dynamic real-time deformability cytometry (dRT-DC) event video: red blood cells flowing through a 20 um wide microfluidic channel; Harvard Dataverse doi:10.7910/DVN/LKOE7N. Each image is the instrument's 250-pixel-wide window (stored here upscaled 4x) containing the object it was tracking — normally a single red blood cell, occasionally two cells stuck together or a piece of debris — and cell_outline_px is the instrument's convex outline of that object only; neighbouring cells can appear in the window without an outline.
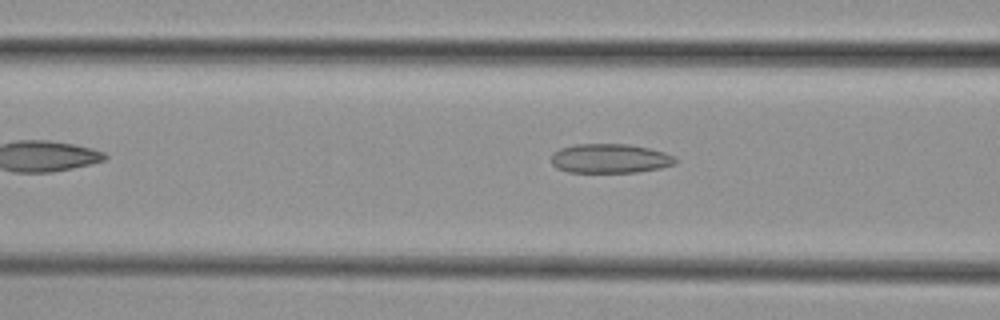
{"species": "common noctule bat (a hibernating species)", "species_latin": "Nyctalus noctula", "temperature_condition": "cold", "stored_images_in_passage": 32, "camera_frame_rate_fps": 3000, "um_per_image_px": 0.085, "animal": {"sex": "female", "body_mass_g": 29.2, "forearm_length_mm": 56.3}, "frame": {"image": 1, "passage_image": 5, "time_ms": 1.333, "image_size_px": [1000, 320], "cell_outline_px": [[676, 164], [660, 168], [636, 172], [568, 172], [556, 168], [552, 164], [552, 152], [560, 148], [576, 144], [628, 144], [648, 148], [664, 152], [672, 156], [676, 160]], "centroid_in_image_um": [51.82, 13.47], "position_along_channel_um": 114.8, "area_um2": 21.15}}
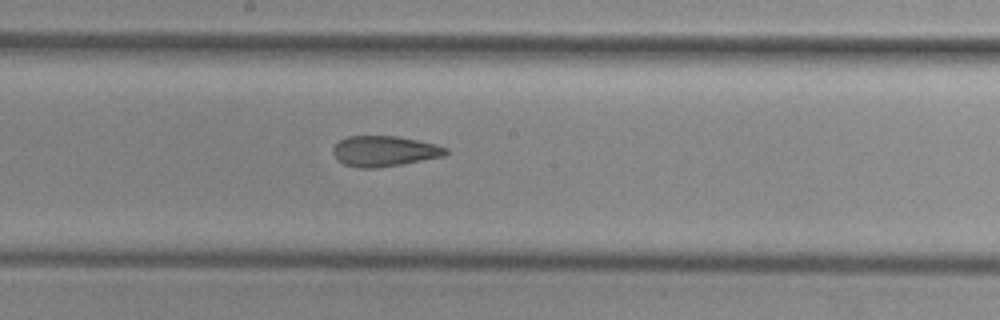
{"frame": {"image": 2, "passage_image": 13, "time_ms": 4.0, "image_size_px": [1000, 320], "cell_outline_px": [[448, 152], [444, 156], [400, 164], [376, 168], [356, 168], [344, 164], [336, 160], [332, 152], [332, 148], [340, 140], [348, 136], [396, 136], [436, 144], [448, 148]], "centroid_in_image_um": [32.63, 12.85], "position_along_channel_um": 215.6, "area_um2": 20.06}}
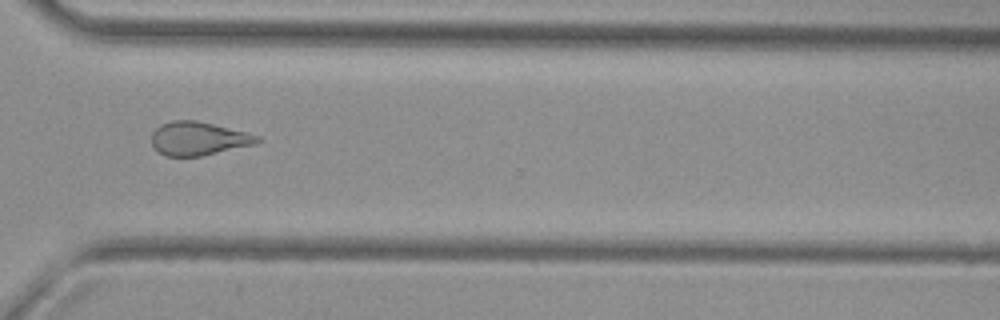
{"frame": {"image": 3, "passage_image": 24, "time_ms": 7.667, "image_size_px": [1000, 320], "cell_outline_px": [[260, 140], [256, 144], [200, 156], [164, 156], [152, 144], [152, 132], [160, 124], [172, 120], [196, 120], [260, 136]], "centroid_in_image_um": [16.84, 11.77], "position_along_channel_um": 353.8, "area_um2": 20.4}, "authors_computed_cell_mechanics": {"area_um2": 20.6924, "velocity_mm_per_s": 3.7716, "shape_relaxation_time_tau1_ms": null, "shape_relaxation_time_tau2_ms": 2.7781, "deformation_change_tau1": null, "deformation_change_tau2": 0.1145}}